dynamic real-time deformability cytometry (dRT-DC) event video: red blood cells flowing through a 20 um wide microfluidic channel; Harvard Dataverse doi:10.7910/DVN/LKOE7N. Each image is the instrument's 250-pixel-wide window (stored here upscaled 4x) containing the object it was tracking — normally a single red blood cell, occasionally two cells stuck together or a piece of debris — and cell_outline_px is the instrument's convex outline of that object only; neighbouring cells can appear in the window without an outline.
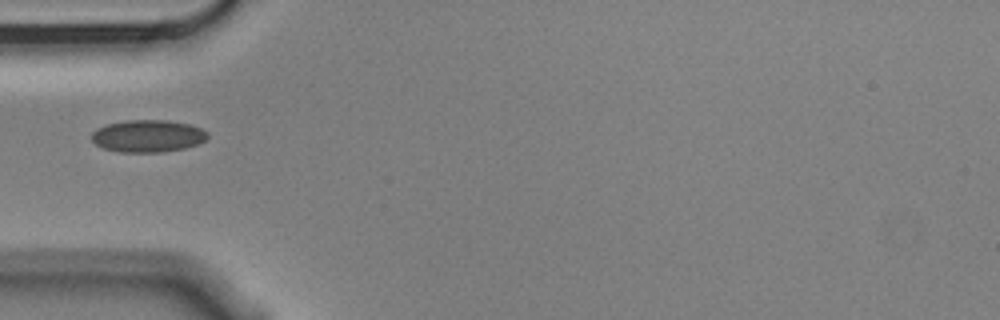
{"species": "Egyptian fruit bat (a non-hibernating species)", "species_latin": "Rousettus aegyptiacus", "temperature_condition": "cold", "stored_images_in_passage": 11, "camera_frame_rate_fps": 3000, "um_per_image_px": 0.085, "animal": {"sex": "male"}, "frame": {"image": 1, "passage_image": 2, "time_ms": 0.333, "image_size_px": [1000, 320], "cell_outline_px": [[208, 136], [204, 140], [196, 144], [184, 148], [164, 152], [120, 152], [104, 148], [96, 144], [92, 140], [92, 132], [96, 128], [108, 124], [124, 120], [168, 120], [192, 124], [208, 132]], "centroid_in_image_um": [12.57, 11.55], "position_along_channel_um": 72.4, "area_um2": 21.85}}
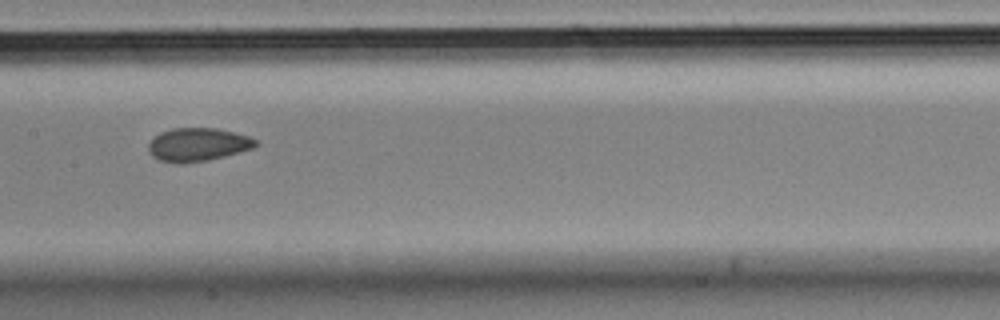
{"frame": {"image": 2, "passage_image": 5, "time_ms": 1.333, "image_size_px": [1000, 320], "cell_outline_px": [[260, 144], [252, 148], [224, 156], [204, 160], [180, 164], [160, 160], [152, 156], [148, 152], [148, 144], [160, 132], [172, 128], [216, 128], [248, 136], [256, 140]], "centroid_in_image_um": [16.79, 12.28], "position_along_channel_um": 190.6, "area_um2": 20.58}}
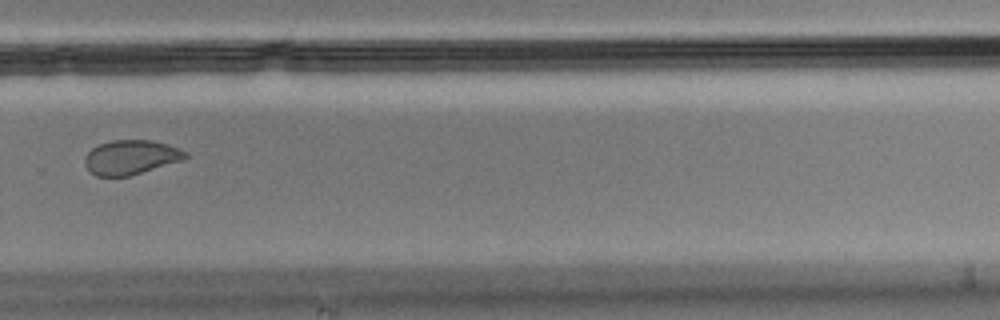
{"frame": {"image": 3, "passage_image": 8, "time_ms": 2.333, "image_size_px": [1000, 320], "cell_outline_px": [[188, 156], [184, 160], [128, 176], [96, 176], [88, 172], [84, 164], [84, 156], [92, 148], [100, 144], [112, 140], [152, 140], [188, 152]], "centroid_in_image_um": [11.08, 13.38], "position_along_channel_um": 318.7, "area_um2": 20.17}}